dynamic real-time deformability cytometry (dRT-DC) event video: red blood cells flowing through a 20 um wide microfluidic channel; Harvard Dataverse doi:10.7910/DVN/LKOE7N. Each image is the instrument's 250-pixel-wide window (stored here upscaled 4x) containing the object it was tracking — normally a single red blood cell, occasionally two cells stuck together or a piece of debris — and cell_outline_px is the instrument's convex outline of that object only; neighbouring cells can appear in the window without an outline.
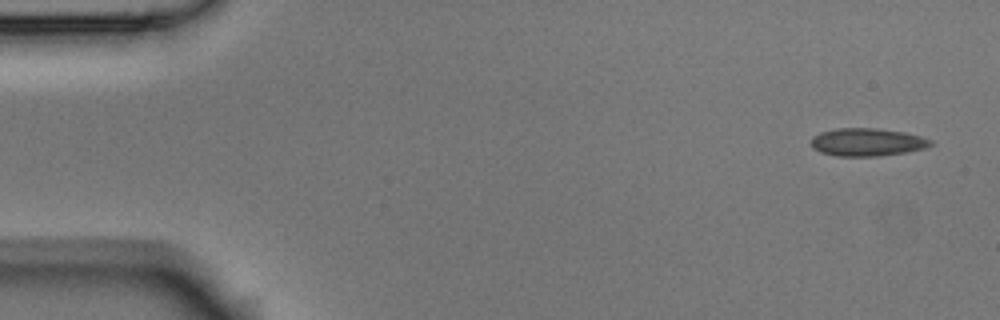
{"species": "Egyptian fruit bat (a non-hibernating species)", "species_latin": "Rousettus aegyptiacus", "temperature_condition": "room temperature", "stored_images_in_passage": 8, "camera_frame_rate_fps": 3000, "um_per_image_px": 0.085, "animal": {"sex": "male"}, "frame": {"image": 1, "passage_image": 1, "time_ms": 0.0, "image_size_px": [1000, 320], "cell_outline_px": [[932, 144], [924, 148], [904, 152], [880, 156], [836, 156], [820, 152], [812, 148], [812, 136], [820, 132], [840, 128], [876, 128], [904, 132], [920, 136], [932, 140]], "centroid_in_image_um": [73.68, 12.08], "position_along_channel_um": 11.3, "area_um2": 19.31}}
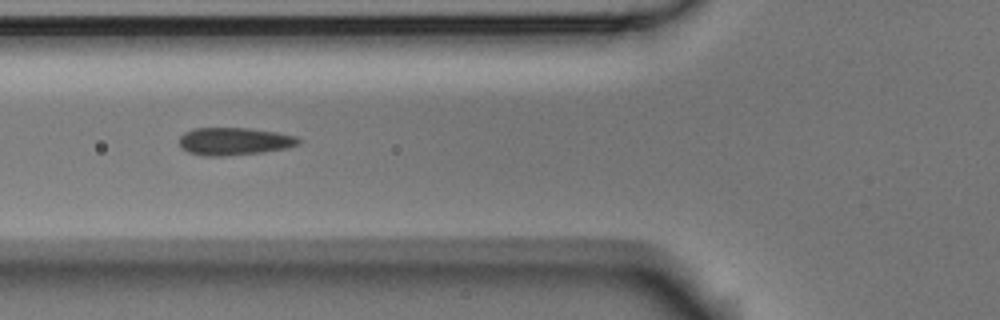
{"frame": {"image": 2, "passage_image": 6, "time_ms": 1.667, "image_size_px": [1000, 320], "cell_outline_px": [[300, 144], [288, 148], [264, 152], [224, 156], [204, 156], [188, 152], [180, 148], [180, 136], [184, 132], [192, 128], [248, 128], [276, 132], [296, 136], [300, 140]], "centroid_in_image_um": [19.9, 12.01], "position_along_channel_um": 105.9, "area_um2": 19.36}}
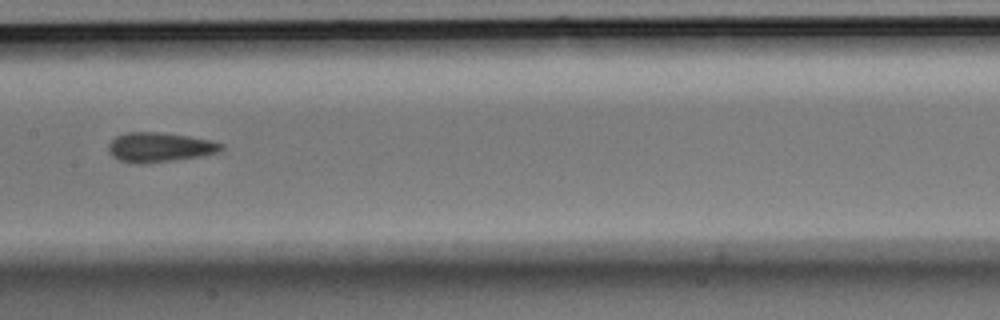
{"frame": {"image": 3, "passage_image": 8, "time_ms": 2.333, "image_size_px": [1000, 320], "cell_outline_px": [[224, 148], [220, 152], [204, 156], [176, 160], [144, 164], [136, 164], [120, 160], [112, 156], [108, 152], [108, 144], [116, 136], [124, 132], [156, 132], [188, 136], [212, 140], [224, 144]], "centroid_in_image_um": [13.59, 12.52], "position_along_channel_um": 193.8, "area_um2": 19.77}}